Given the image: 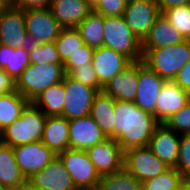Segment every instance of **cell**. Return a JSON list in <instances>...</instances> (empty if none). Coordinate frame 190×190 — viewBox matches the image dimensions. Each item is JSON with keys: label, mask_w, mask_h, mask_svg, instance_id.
Wrapping results in <instances>:
<instances>
[{"label": "cell", "mask_w": 190, "mask_h": 190, "mask_svg": "<svg viewBox=\"0 0 190 190\" xmlns=\"http://www.w3.org/2000/svg\"><path fill=\"white\" fill-rule=\"evenodd\" d=\"M114 139L122 150L148 146L160 122L150 112L133 102L116 100L114 109Z\"/></svg>", "instance_id": "obj_1"}, {"label": "cell", "mask_w": 190, "mask_h": 190, "mask_svg": "<svg viewBox=\"0 0 190 190\" xmlns=\"http://www.w3.org/2000/svg\"><path fill=\"white\" fill-rule=\"evenodd\" d=\"M143 63L165 81H173L181 68L190 60V40L179 44L142 49Z\"/></svg>", "instance_id": "obj_2"}, {"label": "cell", "mask_w": 190, "mask_h": 190, "mask_svg": "<svg viewBox=\"0 0 190 190\" xmlns=\"http://www.w3.org/2000/svg\"><path fill=\"white\" fill-rule=\"evenodd\" d=\"M46 119L47 116L30 102L20 118L0 133V142L13 148L39 142L42 140Z\"/></svg>", "instance_id": "obj_3"}, {"label": "cell", "mask_w": 190, "mask_h": 190, "mask_svg": "<svg viewBox=\"0 0 190 190\" xmlns=\"http://www.w3.org/2000/svg\"><path fill=\"white\" fill-rule=\"evenodd\" d=\"M63 63H30L15 81V90L31 102L51 85L63 81Z\"/></svg>", "instance_id": "obj_4"}, {"label": "cell", "mask_w": 190, "mask_h": 190, "mask_svg": "<svg viewBox=\"0 0 190 190\" xmlns=\"http://www.w3.org/2000/svg\"><path fill=\"white\" fill-rule=\"evenodd\" d=\"M103 46L111 48L132 62L142 60V42L134 35L123 16H105Z\"/></svg>", "instance_id": "obj_5"}, {"label": "cell", "mask_w": 190, "mask_h": 190, "mask_svg": "<svg viewBox=\"0 0 190 190\" xmlns=\"http://www.w3.org/2000/svg\"><path fill=\"white\" fill-rule=\"evenodd\" d=\"M0 44L30 52L39 43L26 31L24 10L8 4L0 11Z\"/></svg>", "instance_id": "obj_6"}, {"label": "cell", "mask_w": 190, "mask_h": 190, "mask_svg": "<svg viewBox=\"0 0 190 190\" xmlns=\"http://www.w3.org/2000/svg\"><path fill=\"white\" fill-rule=\"evenodd\" d=\"M78 190H95L101 176L85 150L67 149L58 155Z\"/></svg>", "instance_id": "obj_7"}, {"label": "cell", "mask_w": 190, "mask_h": 190, "mask_svg": "<svg viewBox=\"0 0 190 190\" xmlns=\"http://www.w3.org/2000/svg\"><path fill=\"white\" fill-rule=\"evenodd\" d=\"M124 168L140 182L154 178L170 169L148 146L126 150Z\"/></svg>", "instance_id": "obj_8"}, {"label": "cell", "mask_w": 190, "mask_h": 190, "mask_svg": "<svg viewBox=\"0 0 190 190\" xmlns=\"http://www.w3.org/2000/svg\"><path fill=\"white\" fill-rule=\"evenodd\" d=\"M64 89L66 94L63 117L72 120L89 116L94 97L98 91L71 79L67 74L64 76Z\"/></svg>", "instance_id": "obj_9"}, {"label": "cell", "mask_w": 190, "mask_h": 190, "mask_svg": "<svg viewBox=\"0 0 190 190\" xmlns=\"http://www.w3.org/2000/svg\"><path fill=\"white\" fill-rule=\"evenodd\" d=\"M160 14L156 0H132L126 3L123 17L134 35L143 42Z\"/></svg>", "instance_id": "obj_10"}, {"label": "cell", "mask_w": 190, "mask_h": 190, "mask_svg": "<svg viewBox=\"0 0 190 190\" xmlns=\"http://www.w3.org/2000/svg\"><path fill=\"white\" fill-rule=\"evenodd\" d=\"M13 150L16 163L26 180L57 157L42 141L16 146Z\"/></svg>", "instance_id": "obj_11"}, {"label": "cell", "mask_w": 190, "mask_h": 190, "mask_svg": "<svg viewBox=\"0 0 190 190\" xmlns=\"http://www.w3.org/2000/svg\"><path fill=\"white\" fill-rule=\"evenodd\" d=\"M24 19L27 34L31 35L39 44L55 42L62 30V26L53 17L49 8L25 9Z\"/></svg>", "instance_id": "obj_12"}, {"label": "cell", "mask_w": 190, "mask_h": 190, "mask_svg": "<svg viewBox=\"0 0 190 190\" xmlns=\"http://www.w3.org/2000/svg\"><path fill=\"white\" fill-rule=\"evenodd\" d=\"M164 83L165 80L149 69L142 60L138 61V85L133 103L155 116V106Z\"/></svg>", "instance_id": "obj_13"}, {"label": "cell", "mask_w": 190, "mask_h": 190, "mask_svg": "<svg viewBox=\"0 0 190 190\" xmlns=\"http://www.w3.org/2000/svg\"><path fill=\"white\" fill-rule=\"evenodd\" d=\"M86 153L101 177L124 167V151L115 139L107 138L87 149Z\"/></svg>", "instance_id": "obj_14"}, {"label": "cell", "mask_w": 190, "mask_h": 190, "mask_svg": "<svg viewBox=\"0 0 190 190\" xmlns=\"http://www.w3.org/2000/svg\"><path fill=\"white\" fill-rule=\"evenodd\" d=\"M27 181L41 190H78L58 155L45 168L28 178Z\"/></svg>", "instance_id": "obj_15"}, {"label": "cell", "mask_w": 190, "mask_h": 190, "mask_svg": "<svg viewBox=\"0 0 190 190\" xmlns=\"http://www.w3.org/2000/svg\"><path fill=\"white\" fill-rule=\"evenodd\" d=\"M131 63L123 54L105 46L96 48L93 53L92 66L102 87Z\"/></svg>", "instance_id": "obj_16"}, {"label": "cell", "mask_w": 190, "mask_h": 190, "mask_svg": "<svg viewBox=\"0 0 190 190\" xmlns=\"http://www.w3.org/2000/svg\"><path fill=\"white\" fill-rule=\"evenodd\" d=\"M106 139L90 115L69 120V148L86 151Z\"/></svg>", "instance_id": "obj_17"}, {"label": "cell", "mask_w": 190, "mask_h": 190, "mask_svg": "<svg viewBox=\"0 0 190 190\" xmlns=\"http://www.w3.org/2000/svg\"><path fill=\"white\" fill-rule=\"evenodd\" d=\"M180 136L177 132L160 123L149 141L151 151L170 168H175L179 157Z\"/></svg>", "instance_id": "obj_18"}, {"label": "cell", "mask_w": 190, "mask_h": 190, "mask_svg": "<svg viewBox=\"0 0 190 190\" xmlns=\"http://www.w3.org/2000/svg\"><path fill=\"white\" fill-rule=\"evenodd\" d=\"M49 9L62 28H72L93 11V5L89 0H51Z\"/></svg>", "instance_id": "obj_19"}, {"label": "cell", "mask_w": 190, "mask_h": 190, "mask_svg": "<svg viewBox=\"0 0 190 190\" xmlns=\"http://www.w3.org/2000/svg\"><path fill=\"white\" fill-rule=\"evenodd\" d=\"M189 102V93L181 89L174 81H165L155 106V118L160 123H164Z\"/></svg>", "instance_id": "obj_20"}, {"label": "cell", "mask_w": 190, "mask_h": 190, "mask_svg": "<svg viewBox=\"0 0 190 190\" xmlns=\"http://www.w3.org/2000/svg\"><path fill=\"white\" fill-rule=\"evenodd\" d=\"M138 85V61L132 62L121 73L112 78L102 91L115 100L133 102Z\"/></svg>", "instance_id": "obj_21"}, {"label": "cell", "mask_w": 190, "mask_h": 190, "mask_svg": "<svg viewBox=\"0 0 190 190\" xmlns=\"http://www.w3.org/2000/svg\"><path fill=\"white\" fill-rule=\"evenodd\" d=\"M185 41L181 33L161 13L142 42V49H153Z\"/></svg>", "instance_id": "obj_22"}, {"label": "cell", "mask_w": 190, "mask_h": 190, "mask_svg": "<svg viewBox=\"0 0 190 190\" xmlns=\"http://www.w3.org/2000/svg\"><path fill=\"white\" fill-rule=\"evenodd\" d=\"M41 141L56 155L69 149V120L63 116L47 117Z\"/></svg>", "instance_id": "obj_23"}, {"label": "cell", "mask_w": 190, "mask_h": 190, "mask_svg": "<svg viewBox=\"0 0 190 190\" xmlns=\"http://www.w3.org/2000/svg\"><path fill=\"white\" fill-rule=\"evenodd\" d=\"M116 100L103 91H99L93 100L90 116L101 128L107 138L114 139V109Z\"/></svg>", "instance_id": "obj_24"}, {"label": "cell", "mask_w": 190, "mask_h": 190, "mask_svg": "<svg viewBox=\"0 0 190 190\" xmlns=\"http://www.w3.org/2000/svg\"><path fill=\"white\" fill-rule=\"evenodd\" d=\"M65 94L63 78L62 82L51 85L42 91L31 103L47 117L63 116Z\"/></svg>", "instance_id": "obj_25"}, {"label": "cell", "mask_w": 190, "mask_h": 190, "mask_svg": "<svg viewBox=\"0 0 190 190\" xmlns=\"http://www.w3.org/2000/svg\"><path fill=\"white\" fill-rule=\"evenodd\" d=\"M26 181L16 163L13 147L0 142V184L6 189L19 188Z\"/></svg>", "instance_id": "obj_26"}, {"label": "cell", "mask_w": 190, "mask_h": 190, "mask_svg": "<svg viewBox=\"0 0 190 190\" xmlns=\"http://www.w3.org/2000/svg\"><path fill=\"white\" fill-rule=\"evenodd\" d=\"M30 64L29 52L9 45L0 44V69H3L14 81Z\"/></svg>", "instance_id": "obj_27"}, {"label": "cell", "mask_w": 190, "mask_h": 190, "mask_svg": "<svg viewBox=\"0 0 190 190\" xmlns=\"http://www.w3.org/2000/svg\"><path fill=\"white\" fill-rule=\"evenodd\" d=\"M29 103L16 90L0 95V133L20 118L22 111Z\"/></svg>", "instance_id": "obj_28"}, {"label": "cell", "mask_w": 190, "mask_h": 190, "mask_svg": "<svg viewBox=\"0 0 190 190\" xmlns=\"http://www.w3.org/2000/svg\"><path fill=\"white\" fill-rule=\"evenodd\" d=\"M105 17L92 11L77 27L84 44L91 48L103 46V27Z\"/></svg>", "instance_id": "obj_29"}, {"label": "cell", "mask_w": 190, "mask_h": 190, "mask_svg": "<svg viewBox=\"0 0 190 190\" xmlns=\"http://www.w3.org/2000/svg\"><path fill=\"white\" fill-rule=\"evenodd\" d=\"M95 190H141V182L123 167L117 172L102 176Z\"/></svg>", "instance_id": "obj_30"}, {"label": "cell", "mask_w": 190, "mask_h": 190, "mask_svg": "<svg viewBox=\"0 0 190 190\" xmlns=\"http://www.w3.org/2000/svg\"><path fill=\"white\" fill-rule=\"evenodd\" d=\"M84 45L76 27L62 28L60 34L55 40V46L59 57L64 63L75 51Z\"/></svg>", "instance_id": "obj_31"}, {"label": "cell", "mask_w": 190, "mask_h": 190, "mask_svg": "<svg viewBox=\"0 0 190 190\" xmlns=\"http://www.w3.org/2000/svg\"><path fill=\"white\" fill-rule=\"evenodd\" d=\"M183 179L175 168H170L154 178L142 181L141 190H177Z\"/></svg>", "instance_id": "obj_32"}, {"label": "cell", "mask_w": 190, "mask_h": 190, "mask_svg": "<svg viewBox=\"0 0 190 190\" xmlns=\"http://www.w3.org/2000/svg\"><path fill=\"white\" fill-rule=\"evenodd\" d=\"M163 16L174 26L185 40H190V7L189 5L177 6L166 9Z\"/></svg>", "instance_id": "obj_33"}, {"label": "cell", "mask_w": 190, "mask_h": 190, "mask_svg": "<svg viewBox=\"0 0 190 190\" xmlns=\"http://www.w3.org/2000/svg\"><path fill=\"white\" fill-rule=\"evenodd\" d=\"M30 63L44 64V63H62L55 42L41 43L32 51L29 52Z\"/></svg>", "instance_id": "obj_34"}, {"label": "cell", "mask_w": 190, "mask_h": 190, "mask_svg": "<svg viewBox=\"0 0 190 190\" xmlns=\"http://www.w3.org/2000/svg\"><path fill=\"white\" fill-rule=\"evenodd\" d=\"M94 48L84 44L75 51L64 63L63 70L65 74H69L73 69L83 66H92Z\"/></svg>", "instance_id": "obj_35"}, {"label": "cell", "mask_w": 190, "mask_h": 190, "mask_svg": "<svg viewBox=\"0 0 190 190\" xmlns=\"http://www.w3.org/2000/svg\"><path fill=\"white\" fill-rule=\"evenodd\" d=\"M164 124L178 134H190V102L172 114Z\"/></svg>", "instance_id": "obj_36"}, {"label": "cell", "mask_w": 190, "mask_h": 190, "mask_svg": "<svg viewBox=\"0 0 190 190\" xmlns=\"http://www.w3.org/2000/svg\"><path fill=\"white\" fill-rule=\"evenodd\" d=\"M175 169L185 178H190V134H181L179 157Z\"/></svg>", "instance_id": "obj_37"}, {"label": "cell", "mask_w": 190, "mask_h": 190, "mask_svg": "<svg viewBox=\"0 0 190 190\" xmlns=\"http://www.w3.org/2000/svg\"><path fill=\"white\" fill-rule=\"evenodd\" d=\"M93 11L105 16H123L126 3L123 0H95Z\"/></svg>", "instance_id": "obj_38"}, {"label": "cell", "mask_w": 190, "mask_h": 190, "mask_svg": "<svg viewBox=\"0 0 190 190\" xmlns=\"http://www.w3.org/2000/svg\"><path fill=\"white\" fill-rule=\"evenodd\" d=\"M68 76L86 86L95 88L98 92L102 91L103 87L98 82L93 66L78 67L73 69Z\"/></svg>", "instance_id": "obj_39"}, {"label": "cell", "mask_w": 190, "mask_h": 190, "mask_svg": "<svg viewBox=\"0 0 190 190\" xmlns=\"http://www.w3.org/2000/svg\"><path fill=\"white\" fill-rule=\"evenodd\" d=\"M51 0H9V4L20 9H46Z\"/></svg>", "instance_id": "obj_40"}, {"label": "cell", "mask_w": 190, "mask_h": 190, "mask_svg": "<svg viewBox=\"0 0 190 190\" xmlns=\"http://www.w3.org/2000/svg\"><path fill=\"white\" fill-rule=\"evenodd\" d=\"M173 81L190 94V60L181 68Z\"/></svg>", "instance_id": "obj_41"}, {"label": "cell", "mask_w": 190, "mask_h": 190, "mask_svg": "<svg viewBox=\"0 0 190 190\" xmlns=\"http://www.w3.org/2000/svg\"><path fill=\"white\" fill-rule=\"evenodd\" d=\"M12 91H15V81L3 69H0V95Z\"/></svg>", "instance_id": "obj_42"}, {"label": "cell", "mask_w": 190, "mask_h": 190, "mask_svg": "<svg viewBox=\"0 0 190 190\" xmlns=\"http://www.w3.org/2000/svg\"><path fill=\"white\" fill-rule=\"evenodd\" d=\"M160 13H162L164 10L177 7V6H183V5H189L190 0H156Z\"/></svg>", "instance_id": "obj_43"}, {"label": "cell", "mask_w": 190, "mask_h": 190, "mask_svg": "<svg viewBox=\"0 0 190 190\" xmlns=\"http://www.w3.org/2000/svg\"><path fill=\"white\" fill-rule=\"evenodd\" d=\"M177 190H190V178L184 177Z\"/></svg>", "instance_id": "obj_44"}, {"label": "cell", "mask_w": 190, "mask_h": 190, "mask_svg": "<svg viewBox=\"0 0 190 190\" xmlns=\"http://www.w3.org/2000/svg\"><path fill=\"white\" fill-rule=\"evenodd\" d=\"M20 190H41L37 188L36 186H33L31 183L26 181L24 184L20 186Z\"/></svg>", "instance_id": "obj_45"}, {"label": "cell", "mask_w": 190, "mask_h": 190, "mask_svg": "<svg viewBox=\"0 0 190 190\" xmlns=\"http://www.w3.org/2000/svg\"><path fill=\"white\" fill-rule=\"evenodd\" d=\"M9 4V0H0V11Z\"/></svg>", "instance_id": "obj_46"}, {"label": "cell", "mask_w": 190, "mask_h": 190, "mask_svg": "<svg viewBox=\"0 0 190 190\" xmlns=\"http://www.w3.org/2000/svg\"><path fill=\"white\" fill-rule=\"evenodd\" d=\"M6 190H20V187L19 188H8Z\"/></svg>", "instance_id": "obj_47"}, {"label": "cell", "mask_w": 190, "mask_h": 190, "mask_svg": "<svg viewBox=\"0 0 190 190\" xmlns=\"http://www.w3.org/2000/svg\"><path fill=\"white\" fill-rule=\"evenodd\" d=\"M0 190H6V188L2 184H0Z\"/></svg>", "instance_id": "obj_48"}, {"label": "cell", "mask_w": 190, "mask_h": 190, "mask_svg": "<svg viewBox=\"0 0 190 190\" xmlns=\"http://www.w3.org/2000/svg\"><path fill=\"white\" fill-rule=\"evenodd\" d=\"M125 3H128V2H130V1H132V0H123Z\"/></svg>", "instance_id": "obj_49"}]
</instances>
